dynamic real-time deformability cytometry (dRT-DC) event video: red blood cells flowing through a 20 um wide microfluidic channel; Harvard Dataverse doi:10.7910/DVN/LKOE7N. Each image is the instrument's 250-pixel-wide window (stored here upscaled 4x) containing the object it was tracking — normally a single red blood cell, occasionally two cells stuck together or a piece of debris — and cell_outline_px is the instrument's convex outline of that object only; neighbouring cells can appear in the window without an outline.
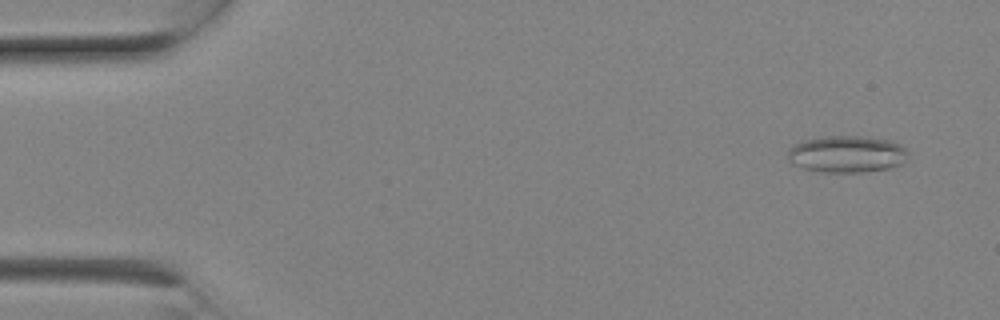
{"species": "Egyptian fruit bat (a non-hibernating species)", "species_latin": "Rousettus aegyptiacus", "temperature_condition": "room temperature", "stored_images_in_passage": 8, "camera_frame_rate_fps": 3000, "um_per_image_px": 0.085, "animal": {"sex": "female"}, "frame": {"image": 1, "passage_image": 2, "time_ms": 0.333, "image_size_px": [1000, 320], "cell_outline_px": [[908, 152], [904, 160], [900, 164], [888, 168], [864, 172], [824, 172], [804, 168], [792, 164], [788, 160], [788, 148], [804, 140], [820, 136], [868, 136], [888, 140], [900, 144], [908, 148]], "centroid_in_image_um": [71.97, 13.08], "position_along_channel_um": 13.0, "area_um2": 25.95}}
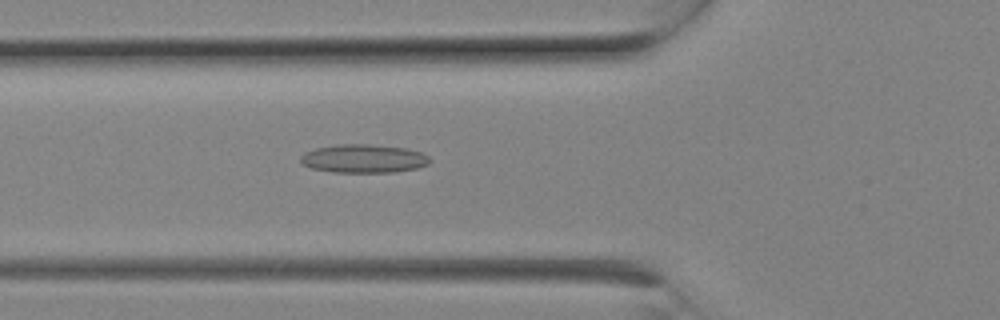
{"frame": {"image": 2, "passage_image": 8, "time_ms": 2.333, "image_size_px": [1000, 320], "cell_outline_px": [[432, 160], [428, 164], [416, 168], [396, 172], [332, 172], [312, 168], [304, 164], [300, 160], [300, 156], [304, 152], [316, 148], [336, 144], [368, 144], [404, 148], [420, 152], [428, 156]], "centroid_in_image_um": [30.9, 13.48], "position_along_channel_um": 94.9, "area_um2": 21.39}}